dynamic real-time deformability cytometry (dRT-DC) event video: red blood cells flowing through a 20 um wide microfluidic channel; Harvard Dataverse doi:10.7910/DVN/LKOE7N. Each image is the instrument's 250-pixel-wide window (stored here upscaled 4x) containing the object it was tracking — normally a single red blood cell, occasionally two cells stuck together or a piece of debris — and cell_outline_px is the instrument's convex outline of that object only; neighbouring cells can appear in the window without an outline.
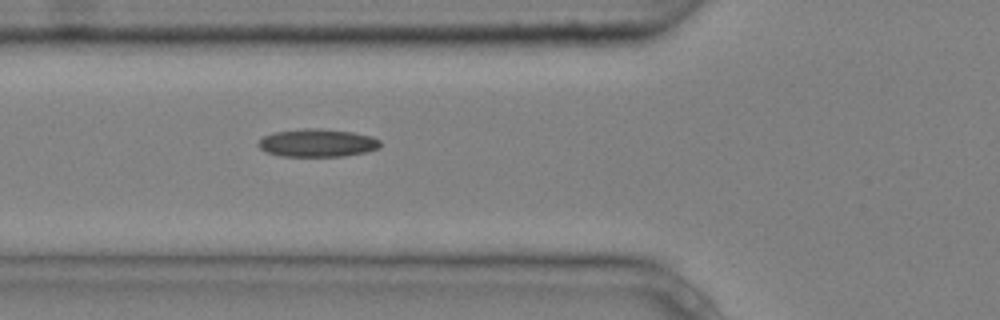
{"species": "common noctule bat (a hibernating species)", "species_latin": "Nyctalus noctula", "temperature_condition": "cold", "stored_images_in_passage": 5, "camera_frame_rate_fps": 3000, "um_per_image_px": 0.085, "animal": {"sex": "male", "body_mass_g": 20.4}, "frame": {"image": 1, "passage_image": 5, "time_ms": 1.333, "image_size_px": [1000, 320], "cell_outline_px": [[380, 144], [376, 148], [364, 152], [344, 156], [280, 156], [268, 152], [260, 148], [256, 144], [264, 136], [276, 132], [304, 128], [320, 128], [352, 132], [372, 136], [380, 140]], "centroid_in_image_um": [26.96, 12.14], "position_along_channel_um": 98.8, "area_um2": 19.65}}